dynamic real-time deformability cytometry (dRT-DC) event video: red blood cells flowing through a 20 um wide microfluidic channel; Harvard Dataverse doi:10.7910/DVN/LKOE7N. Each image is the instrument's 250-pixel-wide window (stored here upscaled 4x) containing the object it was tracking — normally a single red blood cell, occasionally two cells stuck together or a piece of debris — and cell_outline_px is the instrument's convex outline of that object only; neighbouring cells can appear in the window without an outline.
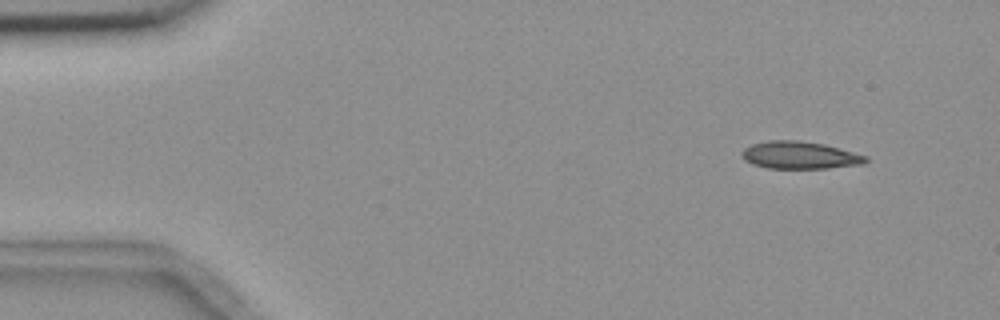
{"species": "common noctule bat (a hibernating species)", "species_latin": "Nyctalus noctula", "temperature_condition": "room temperature", "stored_images_in_passage": 2, "camera_frame_rate_fps": 3000, "um_per_image_px": 0.085, "animal": {"sex": "female", "body_mass_g": 18.4}, "frame": {"image": 1, "passage_image": 1, "time_ms": 0.0, "image_size_px": [1000, 320], "cell_outline_px": [[868, 160], [864, 164], [828, 168], [768, 168], [752, 164], [744, 160], [740, 152], [744, 148], [752, 144], [768, 140], [800, 140], [824, 144], [868, 156]], "centroid_in_image_um": [67.97, 13.19], "position_along_channel_um": 17.0, "area_um2": 19.88}}